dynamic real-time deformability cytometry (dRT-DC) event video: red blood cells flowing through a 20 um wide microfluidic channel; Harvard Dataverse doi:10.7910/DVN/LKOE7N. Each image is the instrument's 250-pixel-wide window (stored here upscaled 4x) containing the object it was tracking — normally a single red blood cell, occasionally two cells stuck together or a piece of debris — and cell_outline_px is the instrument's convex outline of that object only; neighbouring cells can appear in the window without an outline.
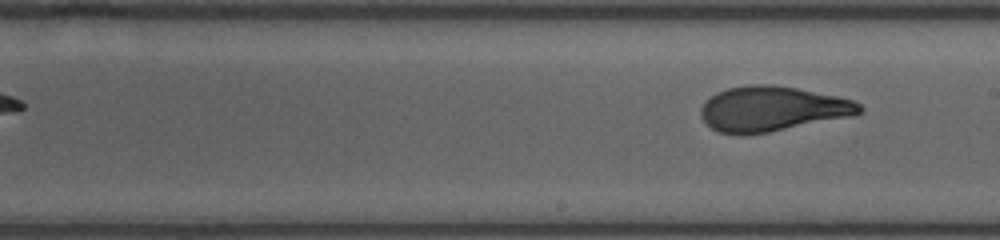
{"species": "human", "species_latin": "Homo sapiens", "temperature_condition": "room temperature", "stored_images_in_passage": 19, "segment_of_instrument_passage": [2, 2], "camera_frame_rate_fps": 3000, "um_per_image_px": 0.085, "donor": {"sex": "female"}, "frame": {"image": 1, "passage_image": 19, "time_ms": 9.0, "image_size_px": [1000, 240], "cell_outline_px": [[864, 112], [852, 116], [768, 132], [740, 136], [720, 132], [712, 128], [700, 116], [700, 108], [716, 92], [728, 88], [752, 84], [772, 84], [796, 88], [836, 96], [852, 100], [860, 104], [864, 108]], "centroid_in_image_um": [65.64, 9.26], "position_along_channel_um": 223.4, "area_um2": 41.5}}